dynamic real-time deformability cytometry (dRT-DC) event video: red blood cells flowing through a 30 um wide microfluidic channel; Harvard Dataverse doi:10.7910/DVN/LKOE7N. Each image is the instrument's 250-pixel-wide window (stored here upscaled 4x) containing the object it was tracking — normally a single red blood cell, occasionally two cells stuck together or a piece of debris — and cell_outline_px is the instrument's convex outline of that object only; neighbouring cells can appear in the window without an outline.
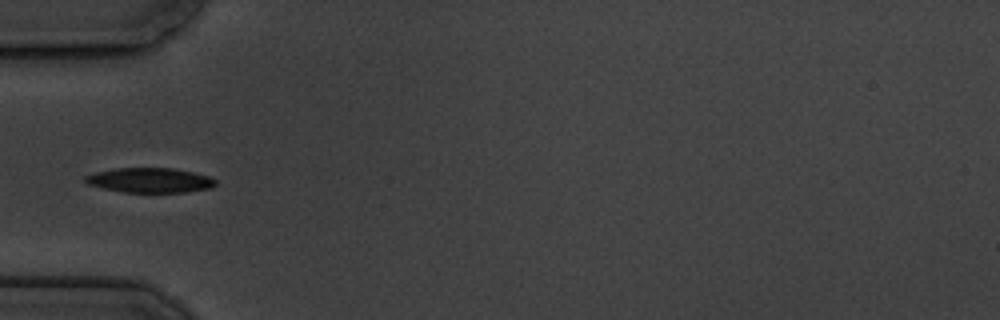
{"species": "common noctule bat (a hibernating species)", "species_latin": "Nyctalus noctula", "temperature_condition": "cold", "stored_images_in_passage": 15, "camera_frame_rate_fps": 3000, "um_per_image_px": 0.085, "animal": {"sex": "male", "body_mass_g": 19.5, "forearm_length_mm": 54.6}, "frame": {"image": 1, "passage_image": 5, "time_ms": 5.333, "image_size_px": [1000, 320], "cell_outline_px": [[216, 184], [212, 188], [184, 192], [124, 192], [104, 188], [88, 184], [84, 180], [84, 176], [96, 172], [112, 168], [176, 168], [208, 176], [216, 180]], "centroid_in_image_um": [12.74, 15.31], "position_along_channel_um": 72.3, "area_um2": 18.79}}
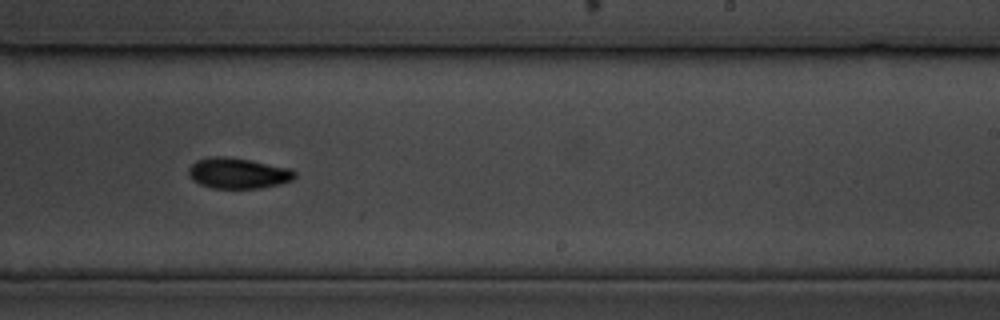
{"frame": {"image": 2, "passage_image": 10, "time_ms": 11.0, "image_size_px": [1000, 320], "cell_outline_px": [[296, 176], [292, 180], [280, 184], [260, 188], [212, 188], [200, 184], [192, 180], [188, 176], [188, 168], [196, 160], [208, 156], [224, 156], [252, 160], [292, 168], [296, 172]], "centroid_in_image_um": [20.23, 14.71], "position_along_channel_um": 268.8, "area_um2": 19.31}}
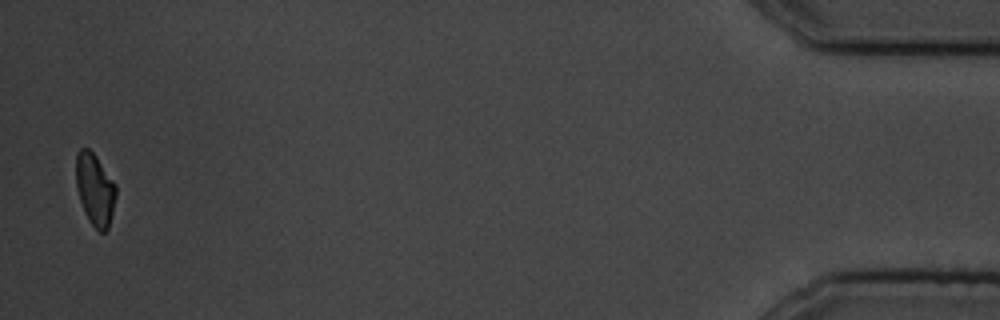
{"frame": {"image": 3, "passage_image": 15, "time_ms": 18.0, "image_size_px": [1000, 320], "cell_outline_px": [[116, 196], [108, 228], [104, 232], [100, 232], [88, 220], [84, 212], [76, 188], [76, 152], [80, 148], [88, 148], [96, 156], [116, 184]], "centroid_in_image_um": [8.06, 16.08], "position_along_channel_um": 427.1, "area_um2": 16.76}, "authors_computed_cell_mechanics": {"area_um2": 18.4382, "velocity_mm_per_s": 3.4742, "shape_relaxation_time_tau1_ms": 1.59, "shape_relaxation_time_tau2_ms": null, "deformation_change_tau1": 0.0752, "deformation_change_tau2": null}}